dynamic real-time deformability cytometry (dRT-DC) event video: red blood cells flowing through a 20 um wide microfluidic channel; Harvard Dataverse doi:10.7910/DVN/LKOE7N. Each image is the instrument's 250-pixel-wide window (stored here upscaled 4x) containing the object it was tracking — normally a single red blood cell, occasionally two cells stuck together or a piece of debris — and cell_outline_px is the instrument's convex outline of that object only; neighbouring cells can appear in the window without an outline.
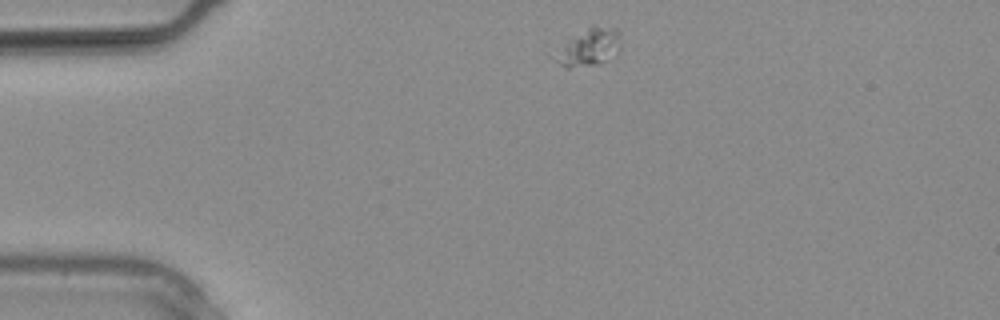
{"species": "common noctule bat (a hibernating species)", "species_latin": "Nyctalus noctula", "temperature_condition": "warm", "stored_images_in_passage": 11, "camera_frame_rate_fps": 3000, "um_per_image_px": 0.085, "animal": {"sex": "male", "body_mass_g": 20.4}, "frame": {"image": 1, "passage_image": 1, "time_ms": 0.0, "image_size_px": [1000, 320], "cell_outline_px": [[620, 48], [616, 56], [600, 64], [568, 68], [560, 64], [556, 60], [556, 56], [572, 36], [592, 24], [616, 28], [620, 32]], "centroid_in_image_um": [50.18, 3.99], "position_along_channel_um": 34.8, "area_um2": 14.28}}